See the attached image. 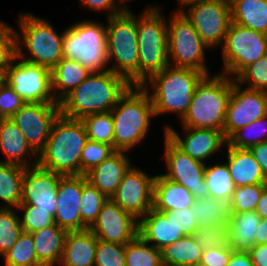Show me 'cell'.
<instances>
[{
  "label": "cell",
  "instance_id": "6da1fadb",
  "mask_svg": "<svg viewBox=\"0 0 267 266\" xmlns=\"http://www.w3.org/2000/svg\"><path fill=\"white\" fill-rule=\"evenodd\" d=\"M131 84L111 70L92 72L60 102V114L82 119L94 113L111 111Z\"/></svg>",
  "mask_w": 267,
  "mask_h": 266
},
{
  "label": "cell",
  "instance_id": "7a4b0ae2",
  "mask_svg": "<svg viewBox=\"0 0 267 266\" xmlns=\"http://www.w3.org/2000/svg\"><path fill=\"white\" fill-rule=\"evenodd\" d=\"M204 76L200 71L171 65L152 75L141 86L150 95L155 117L171 113L181 120L190 107L196 86Z\"/></svg>",
  "mask_w": 267,
  "mask_h": 266
},
{
  "label": "cell",
  "instance_id": "3957f363",
  "mask_svg": "<svg viewBox=\"0 0 267 266\" xmlns=\"http://www.w3.org/2000/svg\"><path fill=\"white\" fill-rule=\"evenodd\" d=\"M87 140L81 119L59 114L45 147L38 154V165L62 175H80V157Z\"/></svg>",
  "mask_w": 267,
  "mask_h": 266
},
{
  "label": "cell",
  "instance_id": "277c9868",
  "mask_svg": "<svg viewBox=\"0 0 267 266\" xmlns=\"http://www.w3.org/2000/svg\"><path fill=\"white\" fill-rule=\"evenodd\" d=\"M114 123V150L129 152L146 139L155 117L148 91L131 85L111 110Z\"/></svg>",
  "mask_w": 267,
  "mask_h": 266
},
{
  "label": "cell",
  "instance_id": "5b68a950",
  "mask_svg": "<svg viewBox=\"0 0 267 266\" xmlns=\"http://www.w3.org/2000/svg\"><path fill=\"white\" fill-rule=\"evenodd\" d=\"M234 80L221 72L205 75L196 86L187 113L180 120L182 127L223 131Z\"/></svg>",
  "mask_w": 267,
  "mask_h": 266
},
{
  "label": "cell",
  "instance_id": "8992f818",
  "mask_svg": "<svg viewBox=\"0 0 267 266\" xmlns=\"http://www.w3.org/2000/svg\"><path fill=\"white\" fill-rule=\"evenodd\" d=\"M159 6H147L137 16L138 85L169 65L167 19Z\"/></svg>",
  "mask_w": 267,
  "mask_h": 266
},
{
  "label": "cell",
  "instance_id": "52a82bcc",
  "mask_svg": "<svg viewBox=\"0 0 267 266\" xmlns=\"http://www.w3.org/2000/svg\"><path fill=\"white\" fill-rule=\"evenodd\" d=\"M17 21V56L24 61L52 70L63 58L65 30L58 34L47 19L29 12H20ZM23 47L30 56H26Z\"/></svg>",
  "mask_w": 267,
  "mask_h": 266
},
{
  "label": "cell",
  "instance_id": "ba28073f",
  "mask_svg": "<svg viewBox=\"0 0 267 266\" xmlns=\"http://www.w3.org/2000/svg\"><path fill=\"white\" fill-rule=\"evenodd\" d=\"M106 49L110 70L138 85V40L136 15L131 9L107 18ZM114 60V61H113Z\"/></svg>",
  "mask_w": 267,
  "mask_h": 266
},
{
  "label": "cell",
  "instance_id": "9c48e42d",
  "mask_svg": "<svg viewBox=\"0 0 267 266\" xmlns=\"http://www.w3.org/2000/svg\"><path fill=\"white\" fill-rule=\"evenodd\" d=\"M63 58L77 60L91 73L109 71L105 24L91 19L68 26L63 40Z\"/></svg>",
  "mask_w": 267,
  "mask_h": 266
},
{
  "label": "cell",
  "instance_id": "30bf717a",
  "mask_svg": "<svg viewBox=\"0 0 267 266\" xmlns=\"http://www.w3.org/2000/svg\"><path fill=\"white\" fill-rule=\"evenodd\" d=\"M169 65L191 68L209 75L205 51L208 46L203 42L192 24L177 11L167 19Z\"/></svg>",
  "mask_w": 267,
  "mask_h": 266
},
{
  "label": "cell",
  "instance_id": "8fae6325",
  "mask_svg": "<svg viewBox=\"0 0 267 266\" xmlns=\"http://www.w3.org/2000/svg\"><path fill=\"white\" fill-rule=\"evenodd\" d=\"M221 49V73L235 78L249 64L267 55V35L231 22Z\"/></svg>",
  "mask_w": 267,
  "mask_h": 266
},
{
  "label": "cell",
  "instance_id": "7c38bea8",
  "mask_svg": "<svg viewBox=\"0 0 267 266\" xmlns=\"http://www.w3.org/2000/svg\"><path fill=\"white\" fill-rule=\"evenodd\" d=\"M179 11L192 24L209 50L223 46L232 22L229 0H200Z\"/></svg>",
  "mask_w": 267,
  "mask_h": 266
},
{
  "label": "cell",
  "instance_id": "4fadbf2b",
  "mask_svg": "<svg viewBox=\"0 0 267 266\" xmlns=\"http://www.w3.org/2000/svg\"><path fill=\"white\" fill-rule=\"evenodd\" d=\"M2 79L25 103L59 104L52 92L51 70L47 67L16 56Z\"/></svg>",
  "mask_w": 267,
  "mask_h": 266
},
{
  "label": "cell",
  "instance_id": "5bb4252c",
  "mask_svg": "<svg viewBox=\"0 0 267 266\" xmlns=\"http://www.w3.org/2000/svg\"><path fill=\"white\" fill-rule=\"evenodd\" d=\"M164 147L167 172L162 175L183 185L194 195L195 199L210 197L204 179L206 163L191 158L179 149L165 134Z\"/></svg>",
  "mask_w": 267,
  "mask_h": 266
},
{
  "label": "cell",
  "instance_id": "9a60e30c",
  "mask_svg": "<svg viewBox=\"0 0 267 266\" xmlns=\"http://www.w3.org/2000/svg\"><path fill=\"white\" fill-rule=\"evenodd\" d=\"M266 115L267 92L244 88L234 80L223 126L226 139L236 130Z\"/></svg>",
  "mask_w": 267,
  "mask_h": 266
},
{
  "label": "cell",
  "instance_id": "2e32d148",
  "mask_svg": "<svg viewBox=\"0 0 267 266\" xmlns=\"http://www.w3.org/2000/svg\"><path fill=\"white\" fill-rule=\"evenodd\" d=\"M155 177L133 165L111 199L139 221L153 208Z\"/></svg>",
  "mask_w": 267,
  "mask_h": 266
},
{
  "label": "cell",
  "instance_id": "e0dca14e",
  "mask_svg": "<svg viewBox=\"0 0 267 266\" xmlns=\"http://www.w3.org/2000/svg\"><path fill=\"white\" fill-rule=\"evenodd\" d=\"M59 114V104L25 103L10 119L20 128L30 147L39 154Z\"/></svg>",
  "mask_w": 267,
  "mask_h": 266
},
{
  "label": "cell",
  "instance_id": "ac0fdd59",
  "mask_svg": "<svg viewBox=\"0 0 267 266\" xmlns=\"http://www.w3.org/2000/svg\"><path fill=\"white\" fill-rule=\"evenodd\" d=\"M89 229L104 242L125 245L138 235L139 221L108 199Z\"/></svg>",
  "mask_w": 267,
  "mask_h": 266
},
{
  "label": "cell",
  "instance_id": "d6986e66",
  "mask_svg": "<svg viewBox=\"0 0 267 266\" xmlns=\"http://www.w3.org/2000/svg\"><path fill=\"white\" fill-rule=\"evenodd\" d=\"M63 175L39 166L26 168L19 205H31L55 215L57 186Z\"/></svg>",
  "mask_w": 267,
  "mask_h": 266
},
{
  "label": "cell",
  "instance_id": "ffe728a7",
  "mask_svg": "<svg viewBox=\"0 0 267 266\" xmlns=\"http://www.w3.org/2000/svg\"><path fill=\"white\" fill-rule=\"evenodd\" d=\"M85 175H63L57 186L55 223L67 232L88 228L81 222L80 205Z\"/></svg>",
  "mask_w": 267,
  "mask_h": 266
},
{
  "label": "cell",
  "instance_id": "44dd1931",
  "mask_svg": "<svg viewBox=\"0 0 267 266\" xmlns=\"http://www.w3.org/2000/svg\"><path fill=\"white\" fill-rule=\"evenodd\" d=\"M185 135L179 134L172 126L166 125L164 134L184 153L203 163L211 158L217 151L227 145L223 131L216 129L182 127Z\"/></svg>",
  "mask_w": 267,
  "mask_h": 266
},
{
  "label": "cell",
  "instance_id": "7402d4cb",
  "mask_svg": "<svg viewBox=\"0 0 267 266\" xmlns=\"http://www.w3.org/2000/svg\"><path fill=\"white\" fill-rule=\"evenodd\" d=\"M0 151L6 157L5 160L0 159V163L15 164L25 168L38 164V154L30 147L20 128L10 118H0Z\"/></svg>",
  "mask_w": 267,
  "mask_h": 266
},
{
  "label": "cell",
  "instance_id": "603a6c76",
  "mask_svg": "<svg viewBox=\"0 0 267 266\" xmlns=\"http://www.w3.org/2000/svg\"><path fill=\"white\" fill-rule=\"evenodd\" d=\"M138 235L159 250L184 236L177 229L176 216L172 211L154 208L139 220Z\"/></svg>",
  "mask_w": 267,
  "mask_h": 266
},
{
  "label": "cell",
  "instance_id": "cb8c5ba5",
  "mask_svg": "<svg viewBox=\"0 0 267 266\" xmlns=\"http://www.w3.org/2000/svg\"><path fill=\"white\" fill-rule=\"evenodd\" d=\"M132 166L128 152L115 151L110 157L87 172L85 176L92 186L111 199L116 193L119 183Z\"/></svg>",
  "mask_w": 267,
  "mask_h": 266
},
{
  "label": "cell",
  "instance_id": "d4e9b609",
  "mask_svg": "<svg viewBox=\"0 0 267 266\" xmlns=\"http://www.w3.org/2000/svg\"><path fill=\"white\" fill-rule=\"evenodd\" d=\"M225 151L227 156L226 165L236 187L267 184V178L264 176L260 165L248 149H238L227 144Z\"/></svg>",
  "mask_w": 267,
  "mask_h": 266
},
{
  "label": "cell",
  "instance_id": "484cf974",
  "mask_svg": "<svg viewBox=\"0 0 267 266\" xmlns=\"http://www.w3.org/2000/svg\"><path fill=\"white\" fill-rule=\"evenodd\" d=\"M97 238L90 230L67 232L60 266H94Z\"/></svg>",
  "mask_w": 267,
  "mask_h": 266
},
{
  "label": "cell",
  "instance_id": "4316f807",
  "mask_svg": "<svg viewBox=\"0 0 267 266\" xmlns=\"http://www.w3.org/2000/svg\"><path fill=\"white\" fill-rule=\"evenodd\" d=\"M194 195L183 185L178 184L162 174L154 181L153 208L157 211H174L192 207Z\"/></svg>",
  "mask_w": 267,
  "mask_h": 266
},
{
  "label": "cell",
  "instance_id": "83f0119b",
  "mask_svg": "<svg viewBox=\"0 0 267 266\" xmlns=\"http://www.w3.org/2000/svg\"><path fill=\"white\" fill-rule=\"evenodd\" d=\"M31 234L38 261L43 266L59 265L67 231L55 224Z\"/></svg>",
  "mask_w": 267,
  "mask_h": 266
},
{
  "label": "cell",
  "instance_id": "f1b7e54d",
  "mask_svg": "<svg viewBox=\"0 0 267 266\" xmlns=\"http://www.w3.org/2000/svg\"><path fill=\"white\" fill-rule=\"evenodd\" d=\"M91 72L77 60L62 58L51 70L52 92L59 103L67 94L79 86Z\"/></svg>",
  "mask_w": 267,
  "mask_h": 266
},
{
  "label": "cell",
  "instance_id": "f546056e",
  "mask_svg": "<svg viewBox=\"0 0 267 266\" xmlns=\"http://www.w3.org/2000/svg\"><path fill=\"white\" fill-rule=\"evenodd\" d=\"M261 218L255 211L234 213L227 226L229 245L233 250L248 251L255 245Z\"/></svg>",
  "mask_w": 267,
  "mask_h": 266
},
{
  "label": "cell",
  "instance_id": "4dcf8cb0",
  "mask_svg": "<svg viewBox=\"0 0 267 266\" xmlns=\"http://www.w3.org/2000/svg\"><path fill=\"white\" fill-rule=\"evenodd\" d=\"M192 213L199 227L224 226L234 214L232 199L198 198L192 205Z\"/></svg>",
  "mask_w": 267,
  "mask_h": 266
},
{
  "label": "cell",
  "instance_id": "1f68e13d",
  "mask_svg": "<svg viewBox=\"0 0 267 266\" xmlns=\"http://www.w3.org/2000/svg\"><path fill=\"white\" fill-rule=\"evenodd\" d=\"M231 20L267 35V0H229Z\"/></svg>",
  "mask_w": 267,
  "mask_h": 266
},
{
  "label": "cell",
  "instance_id": "d6a6232c",
  "mask_svg": "<svg viewBox=\"0 0 267 266\" xmlns=\"http://www.w3.org/2000/svg\"><path fill=\"white\" fill-rule=\"evenodd\" d=\"M203 249L193 235L183 236L161 250L162 263L172 266H198Z\"/></svg>",
  "mask_w": 267,
  "mask_h": 266
},
{
  "label": "cell",
  "instance_id": "836d02e7",
  "mask_svg": "<svg viewBox=\"0 0 267 266\" xmlns=\"http://www.w3.org/2000/svg\"><path fill=\"white\" fill-rule=\"evenodd\" d=\"M25 167L0 163V208H17L21 203ZM7 203V204H6Z\"/></svg>",
  "mask_w": 267,
  "mask_h": 266
},
{
  "label": "cell",
  "instance_id": "e575fe53",
  "mask_svg": "<svg viewBox=\"0 0 267 266\" xmlns=\"http://www.w3.org/2000/svg\"><path fill=\"white\" fill-rule=\"evenodd\" d=\"M204 179L210 197L214 199H231L236 188L225 162L206 164Z\"/></svg>",
  "mask_w": 267,
  "mask_h": 266
},
{
  "label": "cell",
  "instance_id": "d590c367",
  "mask_svg": "<svg viewBox=\"0 0 267 266\" xmlns=\"http://www.w3.org/2000/svg\"><path fill=\"white\" fill-rule=\"evenodd\" d=\"M162 263L161 250L147 243L137 235L125 244V266H159Z\"/></svg>",
  "mask_w": 267,
  "mask_h": 266
},
{
  "label": "cell",
  "instance_id": "8d00e7d4",
  "mask_svg": "<svg viewBox=\"0 0 267 266\" xmlns=\"http://www.w3.org/2000/svg\"><path fill=\"white\" fill-rule=\"evenodd\" d=\"M88 139L111 146L114 149V123L111 111L94 113L82 119Z\"/></svg>",
  "mask_w": 267,
  "mask_h": 266
},
{
  "label": "cell",
  "instance_id": "74e56055",
  "mask_svg": "<svg viewBox=\"0 0 267 266\" xmlns=\"http://www.w3.org/2000/svg\"><path fill=\"white\" fill-rule=\"evenodd\" d=\"M2 258L4 266H43L36 257L32 234L28 232H22Z\"/></svg>",
  "mask_w": 267,
  "mask_h": 266
},
{
  "label": "cell",
  "instance_id": "f35d334b",
  "mask_svg": "<svg viewBox=\"0 0 267 266\" xmlns=\"http://www.w3.org/2000/svg\"><path fill=\"white\" fill-rule=\"evenodd\" d=\"M267 141V115L236 130L227 144L238 149H249L256 144Z\"/></svg>",
  "mask_w": 267,
  "mask_h": 266
},
{
  "label": "cell",
  "instance_id": "ab89813d",
  "mask_svg": "<svg viewBox=\"0 0 267 266\" xmlns=\"http://www.w3.org/2000/svg\"><path fill=\"white\" fill-rule=\"evenodd\" d=\"M16 208H0V255L3 256L22 233Z\"/></svg>",
  "mask_w": 267,
  "mask_h": 266
},
{
  "label": "cell",
  "instance_id": "60d3db41",
  "mask_svg": "<svg viewBox=\"0 0 267 266\" xmlns=\"http://www.w3.org/2000/svg\"><path fill=\"white\" fill-rule=\"evenodd\" d=\"M107 200L108 198L89 182L83 186L80 214L81 222L88 229L97 220L98 214Z\"/></svg>",
  "mask_w": 267,
  "mask_h": 266
},
{
  "label": "cell",
  "instance_id": "b9f144b4",
  "mask_svg": "<svg viewBox=\"0 0 267 266\" xmlns=\"http://www.w3.org/2000/svg\"><path fill=\"white\" fill-rule=\"evenodd\" d=\"M235 81L246 88L267 92V55L245 67Z\"/></svg>",
  "mask_w": 267,
  "mask_h": 266
},
{
  "label": "cell",
  "instance_id": "7bdbcfd3",
  "mask_svg": "<svg viewBox=\"0 0 267 266\" xmlns=\"http://www.w3.org/2000/svg\"><path fill=\"white\" fill-rule=\"evenodd\" d=\"M17 56V34L16 29L0 20V78Z\"/></svg>",
  "mask_w": 267,
  "mask_h": 266
},
{
  "label": "cell",
  "instance_id": "ee69618b",
  "mask_svg": "<svg viewBox=\"0 0 267 266\" xmlns=\"http://www.w3.org/2000/svg\"><path fill=\"white\" fill-rule=\"evenodd\" d=\"M18 212L23 232L33 233L46 227L55 225L54 215L47 214L44 210L31 205H19Z\"/></svg>",
  "mask_w": 267,
  "mask_h": 266
},
{
  "label": "cell",
  "instance_id": "f6af8a7d",
  "mask_svg": "<svg viewBox=\"0 0 267 266\" xmlns=\"http://www.w3.org/2000/svg\"><path fill=\"white\" fill-rule=\"evenodd\" d=\"M114 152L111 146L88 139L80 157V175H85Z\"/></svg>",
  "mask_w": 267,
  "mask_h": 266
},
{
  "label": "cell",
  "instance_id": "bcb514c9",
  "mask_svg": "<svg viewBox=\"0 0 267 266\" xmlns=\"http://www.w3.org/2000/svg\"><path fill=\"white\" fill-rule=\"evenodd\" d=\"M267 184H251L236 187L232 195L234 213L255 211L261 193Z\"/></svg>",
  "mask_w": 267,
  "mask_h": 266
},
{
  "label": "cell",
  "instance_id": "7dc6e473",
  "mask_svg": "<svg viewBox=\"0 0 267 266\" xmlns=\"http://www.w3.org/2000/svg\"><path fill=\"white\" fill-rule=\"evenodd\" d=\"M94 266H125V245L97 238Z\"/></svg>",
  "mask_w": 267,
  "mask_h": 266
},
{
  "label": "cell",
  "instance_id": "c3c4849f",
  "mask_svg": "<svg viewBox=\"0 0 267 266\" xmlns=\"http://www.w3.org/2000/svg\"><path fill=\"white\" fill-rule=\"evenodd\" d=\"M193 236L203 250L229 245L228 230L224 226L199 227Z\"/></svg>",
  "mask_w": 267,
  "mask_h": 266
},
{
  "label": "cell",
  "instance_id": "681fc988",
  "mask_svg": "<svg viewBox=\"0 0 267 266\" xmlns=\"http://www.w3.org/2000/svg\"><path fill=\"white\" fill-rule=\"evenodd\" d=\"M25 102L15 93L13 88L0 79V118H10Z\"/></svg>",
  "mask_w": 267,
  "mask_h": 266
},
{
  "label": "cell",
  "instance_id": "f907efd6",
  "mask_svg": "<svg viewBox=\"0 0 267 266\" xmlns=\"http://www.w3.org/2000/svg\"><path fill=\"white\" fill-rule=\"evenodd\" d=\"M233 249L230 245L225 247H213L202 252L199 265L227 266Z\"/></svg>",
  "mask_w": 267,
  "mask_h": 266
},
{
  "label": "cell",
  "instance_id": "816d5d0a",
  "mask_svg": "<svg viewBox=\"0 0 267 266\" xmlns=\"http://www.w3.org/2000/svg\"><path fill=\"white\" fill-rule=\"evenodd\" d=\"M172 212L174 216H176L178 231H180L184 236L194 235L199 228V224L197 222V218H195L192 213V207L174 210Z\"/></svg>",
  "mask_w": 267,
  "mask_h": 266
},
{
  "label": "cell",
  "instance_id": "f5cc1de1",
  "mask_svg": "<svg viewBox=\"0 0 267 266\" xmlns=\"http://www.w3.org/2000/svg\"><path fill=\"white\" fill-rule=\"evenodd\" d=\"M80 4L84 8L107 13V18L122 13L125 8L118 0H80Z\"/></svg>",
  "mask_w": 267,
  "mask_h": 266
},
{
  "label": "cell",
  "instance_id": "db71d44e",
  "mask_svg": "<svg viewBox=\"0 0 267 266\" xmlns=\"http://www.w3.org/2000/svg\"><path fill=\"white\" fill-rule=\"evenodd\" d=\"M260 165L264 176L267 178V141L256 144L248 149Z\"/></svg>",
  "mask_w": 267,
  "mask_h": 266
},
{
  "label": "cell",
  "instance_id": "11a10c76",
  "mask_svg": "<svg viewBox=\"0 0 267 266\" xmlns=\"http://www.w3.org/2000/svg\"><path fill=\"white\" fill-rule=\"evenodd\" d=\"M248 253L254 266H267V243L255 244Z\"/></svg>",
  "mask_w": 267,
  "mask_h": 266
},
{
  "label": "cell",
  "instance_id": "9f6ffc18",
  "mask_svg": "<svg viewBox=\"0 0 267 266\" xmlns=\"http://www.w3.org/2000/svg\"><path fill=\"white\" fill-rule=\"evenodd\" d=\"M227 266H254L248 251L233 250Z\"/></svg>",
  "mask_w": 267,
  "mask_h": 266
},
{
  "label": "cell",
  "instance_id": "6f0895ef",
  "mask_svg": "<svg viewBox=\"0 0 267 266\" xmlns=\"http://www.w3.org/2000/svg\"><path fill=\"white\" fill-rule=\"evenodd\" d=\"M255 212L261 219L267 218V185L264 187L261 193Z\"/></svg>",
  "mask_w": 267,
  "mask_h": 266
},
{
  "label": "cell",
  "instance_id": "680465c9",
  "mask_svg": "<svg viewBox=\"0 0 267 266\" xmlns=\"http://www.w3.org/2000/svg\"><path fill=\"white\" fill-rule=\"evenodd\" d=\"M267 243V218H262L255 235V244Z\"/></svg>",
  "mask_w": 267,
  "mask_h": 266
},
{
  "label": "cell",
  "instance_id": "91938a15",
  "mask_svg": "<svg viewBox=\"0 0 267 266\" xmlns=\"http://www.w3.org/2000/svg\"><path fill=\"white\" fill-rule=\"evenodd\" d=\"M196 1H200V0H177V4H178L177 11L181 10L184 6L190 3L196 2Z\"/></svg>",
  "mask_w": 267,
  "mask_h": 266
},
{
  "label": "cell",
  "instance_id": "94428289",
  "mask_svg": "<svg viewBox=\"0 0 267 266\" xmlns=\"http://www.w3.org/2000/svg\"><path fill=\"white\" fill-rule=\"evenodd\" d=\"M121 5L125 8V9H129V5L127 4L129 1L131 0H118ZM128 5V6H127Z\"/></svg>",
  "mask_w": 267,
  "mask_h": 266
},
{
  "label": "cell",
  "instance_id": "6125c7cd",
  "mask_svg": "<svg viewBox=\"0 0 267 266\" xmlns=\"http://www.w3.org/2000/svg\"><path fill=\"white\" fill-rule=\"evenodd\" d=\"M159 266H172V265H166V264L161 263Z\"/></svg>",
  "mask_w": 267,
  "mask_h": 266
}]
</instances>
